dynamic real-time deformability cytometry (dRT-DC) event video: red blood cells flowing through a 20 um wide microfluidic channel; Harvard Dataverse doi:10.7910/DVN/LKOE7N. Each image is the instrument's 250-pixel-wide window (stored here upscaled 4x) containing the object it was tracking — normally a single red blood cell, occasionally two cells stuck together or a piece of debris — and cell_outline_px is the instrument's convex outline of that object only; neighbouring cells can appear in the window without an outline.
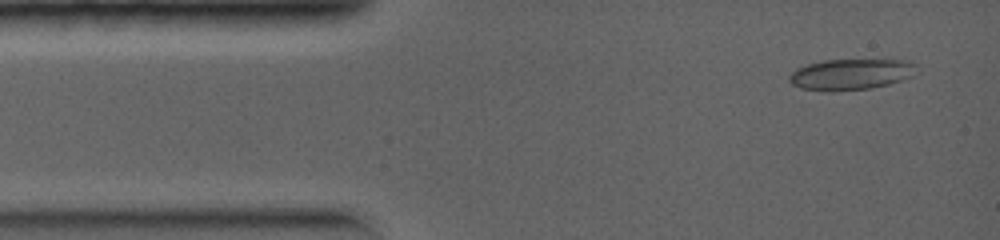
{"species": "common noctule bat (a hibernating species)", "species_latin": "Nyctalus noctula", "temperature_condition": "warm", "stored_images_in_passage": 4, "camera_frame_rate_fps": 5000, "um_per_image_px": 0.085, "animal": {"sex": "female", "body_mass_g": 19.0, "forearm_length_mm": 56.7}, "frame": {"image": 1, "passage_image": 1, "time_ms": 0.0, "image_size_px": [1000, 240], "cell_outline_px": [[920, 72], [912, 76], [888, 84], [872, 88], [828, 92], [800, 88], [792, 84], [788, 80], [788, 76], [796, 68], [808, 64], [824, 60], [912, 60], [916, 64]], "centroid_in_image_um": [72.35, 6.32], "position_along_channel_um": 12.6, "area_um2": 23.29}}
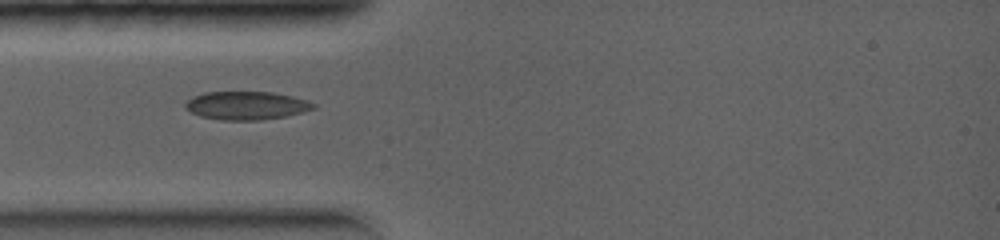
{"frame": {"image": 2, "passage_image": 3, "time_ms": 1.8, "image_size_px": [1000, 240], "cell_outline_px": [[316, 108], [304, 112], [288, 116], [260, 120], [220, 120], [200, 116], [184, 108], [184, 104], [192, 96], [204, 92], [272, 92], [292, 96], [308, 100], [316, 104]], "centroid_in_image_um": [20.96, 8.97], "position_along_channel_um": 64.0, "area_um2": 21.33}}